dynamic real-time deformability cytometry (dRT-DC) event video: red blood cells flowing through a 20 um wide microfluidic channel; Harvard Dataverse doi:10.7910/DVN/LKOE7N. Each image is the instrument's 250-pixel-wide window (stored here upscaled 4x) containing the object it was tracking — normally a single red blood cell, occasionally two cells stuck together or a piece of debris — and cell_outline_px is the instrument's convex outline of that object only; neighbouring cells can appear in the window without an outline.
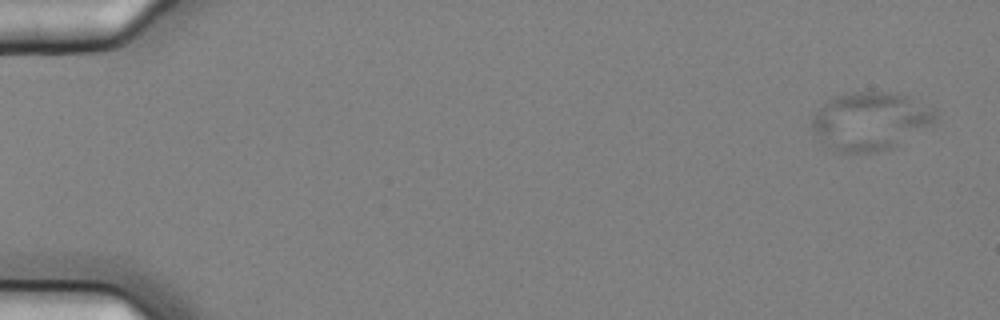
{"species": "common noctule bat (a hibernating species)", "species_latin": "Nyctalus noctula", "temperature_condition": "cold", "stored_images_in_passage": 7, "camera_frame_rate_fps": 3000, "um_per_image_px": 0.085, "animal": {"sex": "female", "body_mass_g": 25.1}, "frame": {"image": 1, "passage_image": 2, "time_ms": 0.333, "image_size_px": [1000, 320], "cell_outline_px": [[936, 120], [932, 124], [892, 148], [872, 152], [840, 152], [820, 144], [812, 128], [812, 120], [816, 112], [828, 100], [836, 96], [852, 92], [900, 92], [912, 96], [936, 108]], "centroid_in_image_um": [74.0, 10.27], "position_along_channel_um": 11.0, "area_um2": 42.08}}
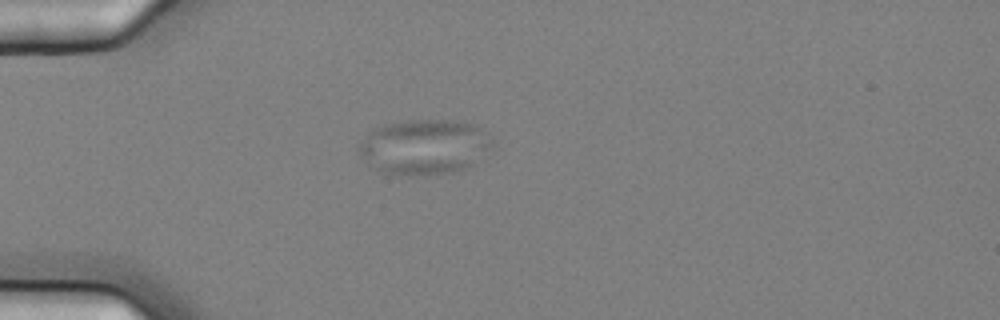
{"frame": {"image": 2, "passage_image": 6, "time_ms": 1.667, "image_size_px": [1000, 320], "cell_outline_px": [[492, 144], [488, 148], [464, 168], [456, 172], [408, 176], [384, 172], [368, 164], [356, 148], [364, 136], [372, 128], [384, 124], [408, 120], [460, 120], [480, 124], [488, 132], [492, 140]], "centroid_in_image_um": [36.04, 12.44], "position_along_channel_um": 49.0, "area_um2": 42.95}}